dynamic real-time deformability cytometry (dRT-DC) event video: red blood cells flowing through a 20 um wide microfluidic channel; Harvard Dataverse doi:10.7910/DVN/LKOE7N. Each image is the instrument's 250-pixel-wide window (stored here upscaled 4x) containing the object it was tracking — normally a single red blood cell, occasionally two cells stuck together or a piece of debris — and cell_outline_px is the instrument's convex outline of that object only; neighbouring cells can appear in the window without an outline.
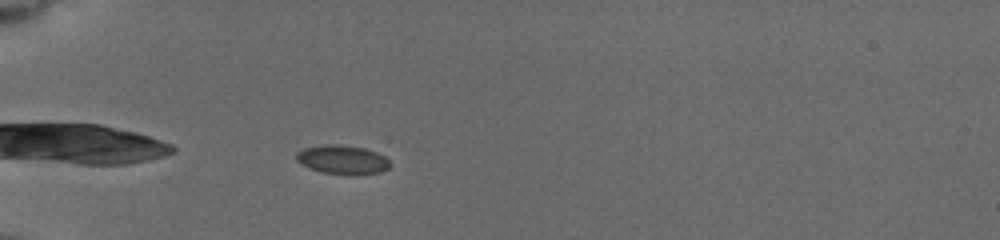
{"species": "common noctule bat (a hibernating species)", "species_latin": "Nyctalus noctula", "temperature_condition": "cold", "stored_images_in_passage": 21, "camera_frame_rate_fps": 3000, "um_per_image_px": 0.085, "animal": {"sex": "female", "body_mass_g": 19.5, "forearm_length_mm": 54.1}, "frame": {"image": 1, "passage_image": 5, "time_ms": 1.333, "image_size_px": [1000, 240], "cell_outline_px": [[392, 164], [388, 168], [380, 172], [324, 172], [300, 164], [296, 160], [296, 152], [304, 148], [328, 144], [336, 144], [364, 148], [376, 152], [384, 156]], "centroid_in_image_um": [29.08, 13.52], "position_along_channel_um": 55.9, "area_um2": 15.03}}
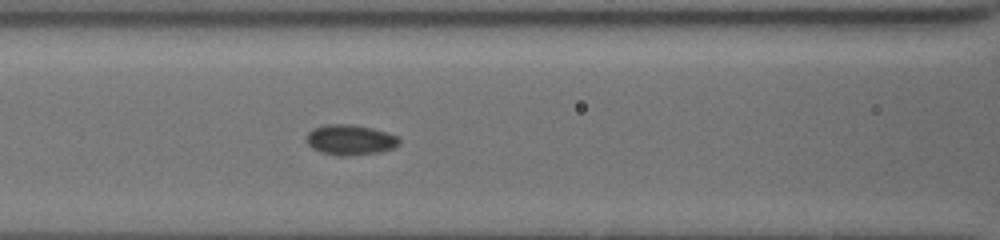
{"frame": {"image": 2, "passage_image": 12, "time_ms": 4.0, "image_size_px": [1000, 240], "cell_outline_px": [[400, 144], [392, 148], [380, 152], [348, 156], [336, 156], [320, 152], [312, 148], [308, 144], [304, 136], [312, 128], [328, 124], [352, 124], [372, 128], [396, 136], [400, 140]], "centroid_in_image_um": [29.71, 11.89], "position_along_channel_um": 136.9, "area_um2": 16.53}}
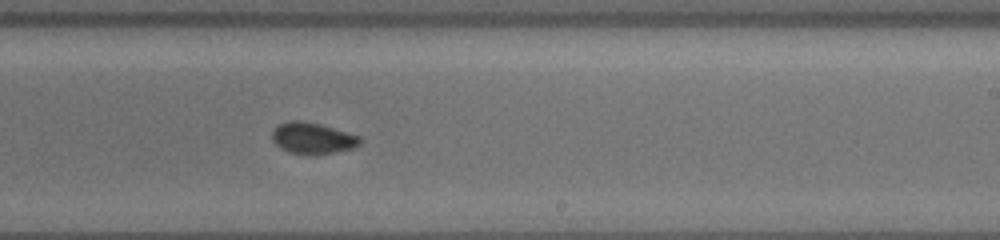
{"frame": {"image": 3, "passage_image": 19, "time_ms": 7.333, "image_size_px": [1000, 240], "cell_outline_px": [[360, 144], [352, 148], [336, 152], [308, 156], [288, 152], [280, 148], [272, 140], [272, 132], [280, 124], [292, 120], [296, 120], [320, 124], [360, 136]], "centroid_in_image_um": [26.56, 11.77], "position_along_channel_um": 262.4, "area_um2": 16.01}}